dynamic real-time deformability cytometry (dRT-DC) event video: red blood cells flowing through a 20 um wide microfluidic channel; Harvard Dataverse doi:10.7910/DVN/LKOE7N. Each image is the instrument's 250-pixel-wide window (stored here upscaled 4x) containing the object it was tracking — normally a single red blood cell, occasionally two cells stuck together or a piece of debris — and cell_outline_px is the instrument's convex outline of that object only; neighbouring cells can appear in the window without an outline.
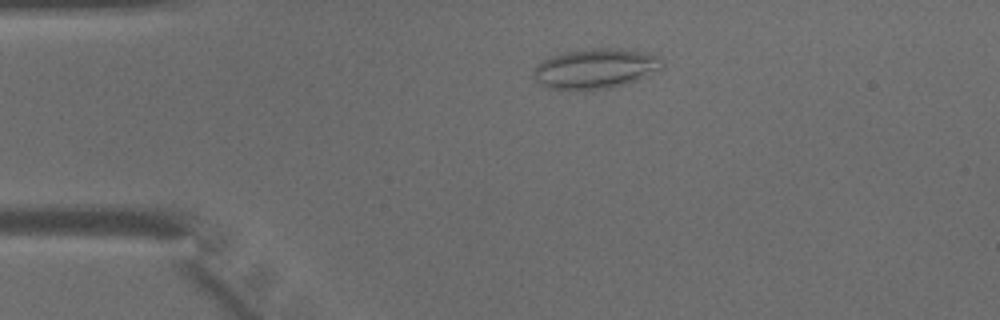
{"species": "common noctule bat (a hibernating species)", "species_latin": "Nyctalus noctula", "temperature_condition": "warm", "stored_images_in_passage": 41, "camera_frame_rate_fps": 3000, "um_per_image_px": 0.085, "animal": {"sex": "male", "body_mass_g": 15.6}, "frame": {"image": 1, "passage_image": 6, "time_ms": 1.667, "image_size_px": [1000, 320], "cell_outline_px": [[664, 68], [628, 84], [608, 88], [584, 92], [548, 88], [540, 84], [532, 76], [536, 64], [552, 56], [564, 52], [592, 48], [620, 48], [648, 52], [660, 56], [664, 60]], "centroid_in_image_um": [50.65, 5.85], "position_along_channel_um": 34.4, "area_um2": 30.87}}
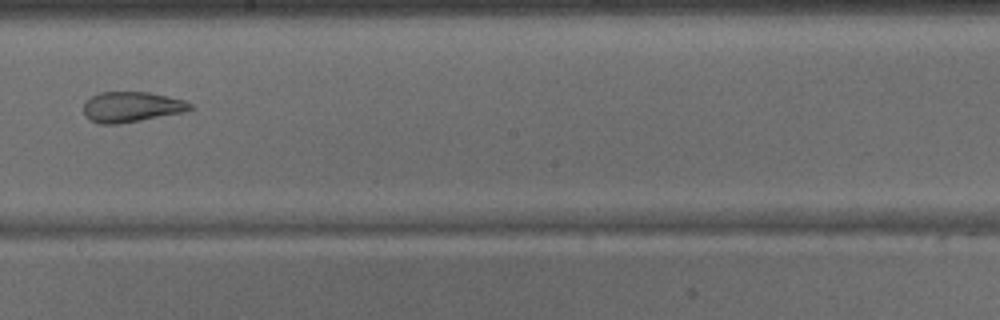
{"frame": {"image": 2, "passage_image": 22, "time_ms": 7.0, "image_size_px": [1000, 320], "cell_outline_px": [[196, 108], [184, 112], [120, 124], [100, 124], [88, 120], [84, 116], [84, 104], [92, 96], [100, 92], [148, 92], [168, 96], [184, 100], [192, 104]], "centroid_in_image_um": [11.19, 9.1], "position_along_channel_um": 237.0, "area_um2": 19.02}}
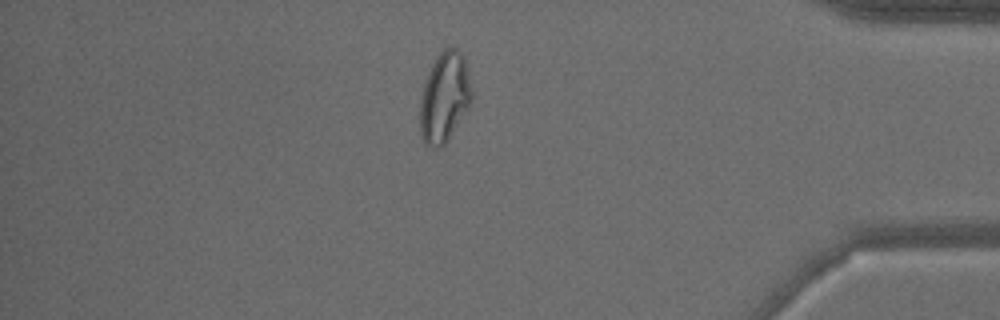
{"frame": {"image": 3, "passage_image": 35, "time_ms": 11.333, "image_size_px": [1000, 320], "cell_outline_px": [[472, 104], [444, 144], [440, 148], [424, 144], [420, 136], [420, 96], [428, 72], [436, 56], [444, 48], [456, 48], [460, 52], [468, 68], [472, 92]], "centroid_in_image_um": [37.78, 8.27], "position_along_channel_um": 397.4, "area_um2": 27.28}}